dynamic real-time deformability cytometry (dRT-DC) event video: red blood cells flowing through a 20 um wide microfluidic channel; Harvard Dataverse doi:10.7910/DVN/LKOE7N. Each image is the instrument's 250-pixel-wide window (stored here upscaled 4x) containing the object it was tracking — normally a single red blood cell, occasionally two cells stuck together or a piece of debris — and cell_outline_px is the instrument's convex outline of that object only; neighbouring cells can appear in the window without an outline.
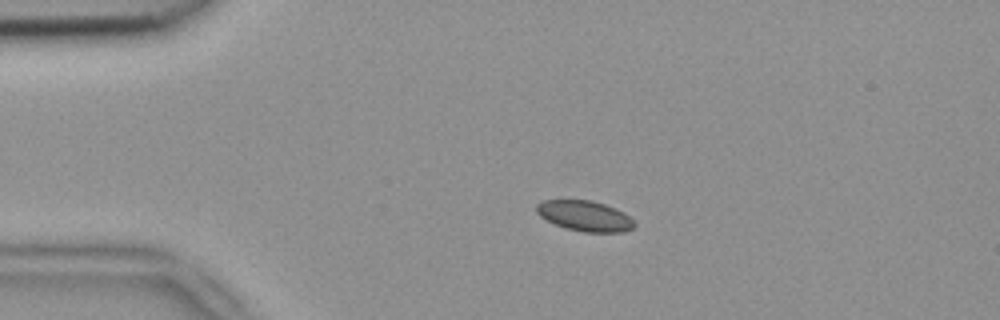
{"species": "common noctule bat (a hibernating species)", "species_latin": "Nyctalus noctula", "temperature_condition": "room temperature", "stored_images_in_passage": 3, "camera_frame_rate_fps": 3000, "um_per_image_px": 0.085, "animal": {"sex": "female", "body_mass_g": 18.4}, "frame": {"image": 1, "passage_image": 2, "time_ms": 0.333, "image_size_px": [1000, 320], "cell_outline_px": [[636, 224], [632, 228], [624, 232], [584, 232], [564, 228], [540, 216], [536, 212], [536, 204], [544, 200], [592, 200], [616, 208], [624, 212]], "centroid_in_image_um": [49.71, 18.35], "position_along_channel_um": 35.3, "area_um2": 17.34}}